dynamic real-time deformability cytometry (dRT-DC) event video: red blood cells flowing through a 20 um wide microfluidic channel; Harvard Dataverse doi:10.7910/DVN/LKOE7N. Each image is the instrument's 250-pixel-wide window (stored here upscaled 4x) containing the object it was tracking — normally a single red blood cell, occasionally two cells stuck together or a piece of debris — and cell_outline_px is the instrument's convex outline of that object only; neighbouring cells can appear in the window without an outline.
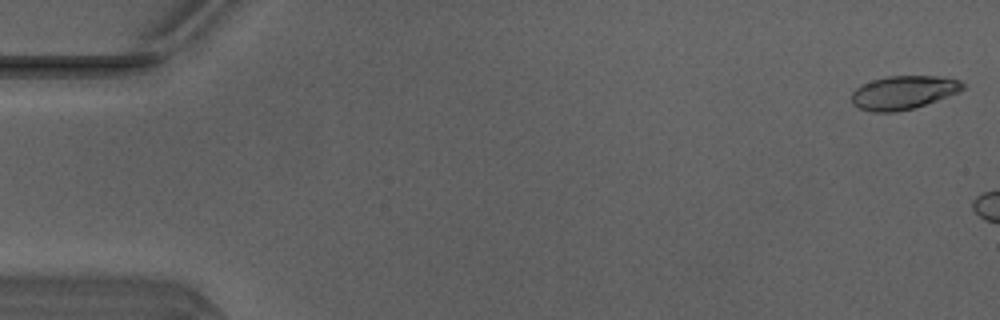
{"species": "Egyptian fruit bat (a non-hibernating species)", "species_latin": "Rousettus aegyptiacus", "temperature_condition": "warm", "stored_images_in_passage": 8, "camera_frame_rate_fps": 3000, "um_per_image_px": 0.085, "animal": {"sex": "male"}, "frame": {"image": 1, "passage_image": 1, "time_ms": 0.0, "image_size_px": [1000, 320], "cell_outline_px": [[964, 88], [960, 92], [912, 108], [896, 112], [872, 112], [860, 108], [852, 104], [852, 92], [856, 88], [872, 80], [888, 76], [936, 76], [960, 80], [964, 84]], "centroid_in_image_um": [76.78, 7.86], "position_along_channel_um": 8.2, "area_um2": 21.5}}